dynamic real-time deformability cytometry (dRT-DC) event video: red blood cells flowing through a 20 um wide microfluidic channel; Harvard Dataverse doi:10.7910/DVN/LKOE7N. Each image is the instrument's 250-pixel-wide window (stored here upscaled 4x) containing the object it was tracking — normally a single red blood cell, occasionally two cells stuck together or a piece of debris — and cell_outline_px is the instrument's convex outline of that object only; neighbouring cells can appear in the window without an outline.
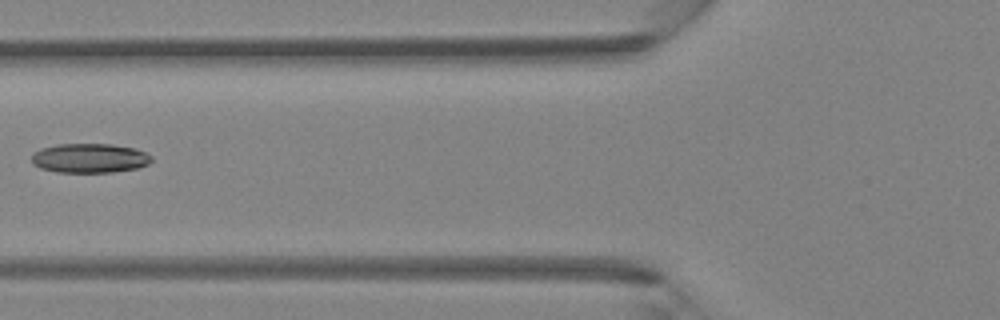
{"species": "Egyptian fruit bat (a non-hibernating species)", "species_latin": "Rousettus aegyptiacus", "temperature_condition": "room temperature", "stored_images_in_passage": 3, "camera_frame_rate_fps": 3000, "um_per_image_px": 0.085, "animal": {"sex": "female"}, "frame": {"image": 1, "passage_image": 3, "time_ms": 0.667, "image_size_px": [1000, 320], "cell_outline_px": [[152, 160], [148, 164], [140, 168], [112, 172], [56, 172], [40, 168], [32, 164], [32, 152], [40, 148], [56, 144], [112, 144], [136, 148], [152, 156]], "centroid_in_image_um": [7.61, 13.44], "position_along_channel_um": 118.2, "area_um2": 20.81}}